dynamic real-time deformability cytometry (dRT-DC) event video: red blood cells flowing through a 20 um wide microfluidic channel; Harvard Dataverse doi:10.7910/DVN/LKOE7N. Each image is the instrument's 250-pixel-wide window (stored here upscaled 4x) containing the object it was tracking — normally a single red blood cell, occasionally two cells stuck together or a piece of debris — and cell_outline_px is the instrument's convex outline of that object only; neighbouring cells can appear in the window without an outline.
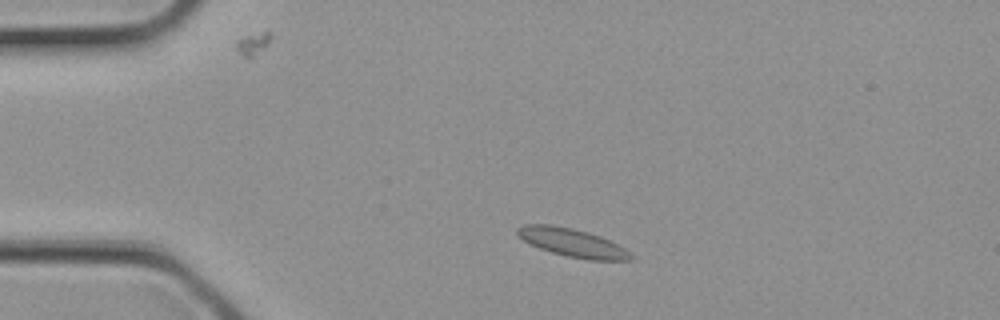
{"species": "common noctule bat (a hibernating species)", "species_latin": "Nyctalus noctula", "temperature_condition": "cold", "stored_images_in_passage": 1, "camera_frame_rate_fps": 3000, "um_per_image_px": 0.085, "animal": {"sex": "female", "body_mass_g": 21.9}, "frame": {"image": 1, "passage_image": 1, "time_ms": 0.0, "image_size_px": [1000, 320], "cell_outline_px": [[636, 260], [588, 260], [568, 256], [552, 252], [528, 244], [516, 236], [516, 228], [524, 224], [552, 224], [572, 228], [588, 232], [600, 236], [624, 248], [636, 256]], "centroid_in_image_um": [48.63, 20.62], "position_along_channel_um": 36.4, "area_um2": 18.9}}